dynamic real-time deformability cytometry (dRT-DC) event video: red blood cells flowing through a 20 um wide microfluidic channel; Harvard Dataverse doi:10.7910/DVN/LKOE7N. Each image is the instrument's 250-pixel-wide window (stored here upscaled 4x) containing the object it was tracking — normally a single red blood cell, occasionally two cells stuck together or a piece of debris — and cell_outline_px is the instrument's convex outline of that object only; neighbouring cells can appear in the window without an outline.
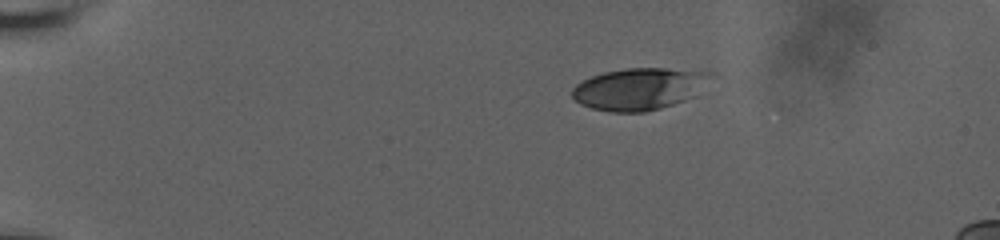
{"species": "human", "species_latin": "Homo sapiens", "temperature_condition": "room temperature", "stored_images_in_passage": 48, "camera_frame_rate_fps": 3000, "um_per_image_px": 0.085, "donor": {"sex": "male"}, "frame": {"image": 1, "passage_image": 1, "time_ms": 0.0, "image_size_px": [1000, 240], "cell_outline_px": [[716, 76], [696, 96], [660, 108], [644, 112], [608, 112], [592, 108], [580, 104], [572, 96], [572, 88], [576, 84], [592, 76], [604, 72], [624, 68], [664, 68], [712, 72]], "centroid_in_image_um": [54.39, 7.54], "position_along_channel_um": 30.6, "area_um2": 34.16}}
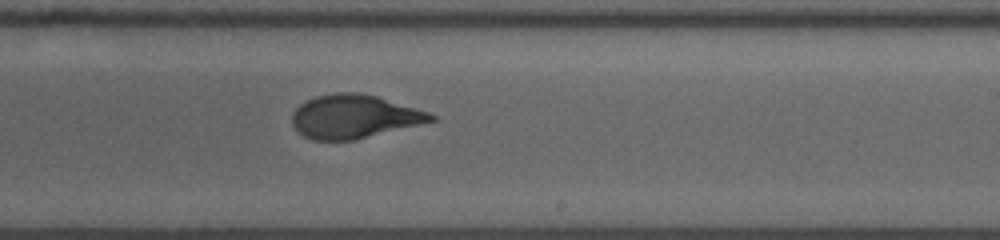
{"frame": {"image": 2, "passage_image": 27, "time_ms": 8.667, "image_size_px": [1000, 240], "cell_outline_px": [[436, 120], [352, 140], [312, 140], [304, 136], [292, 124], [292, 112], [300, 104], [316, 96], [336, 92], [360, 92], [376, 96], [428, 112], [436, 116]], "centroid_in_image_um": [30.06, 9.9], "position_along_channel_um": 258.9, "area_um2": 34.74}}
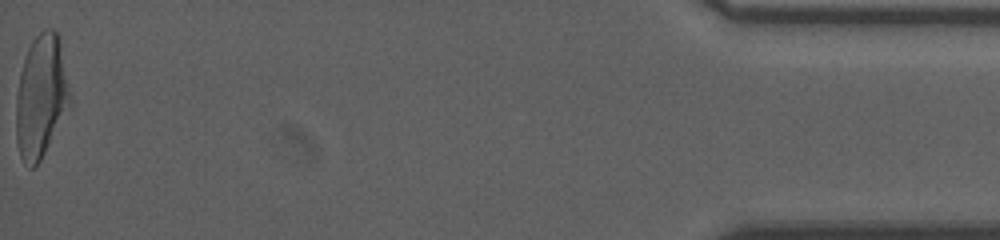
{"frame": {"image": 3, "passage_image": 48, "time_ms": 15.667, "image_size_px": [1000, 240], "cell_outline_px": [[72, 104], [40, 160], [32, 168], [28, 168], [20, 156], [16, 140], [16, 96], [20, 72], [28, 48], [32, 40], [44, 28], [52, 28], [60, 36]], "centroid_in_image_um": [3.5, 8.18], "position_along_channel_um": 431.7, "area_um2": 38.84}, "authors_computed_cell_mechanics": {"area_um2": 34.8245, "velocity_mm_per_s": 3.7105, "shape_relaxation_time_tau1_ms": 6.6337, "shape_relaxation_time_tau2_ms": 0.958, "deformation_change_tau1": 0.244, "deformation_change_tau2": 0.0791}}